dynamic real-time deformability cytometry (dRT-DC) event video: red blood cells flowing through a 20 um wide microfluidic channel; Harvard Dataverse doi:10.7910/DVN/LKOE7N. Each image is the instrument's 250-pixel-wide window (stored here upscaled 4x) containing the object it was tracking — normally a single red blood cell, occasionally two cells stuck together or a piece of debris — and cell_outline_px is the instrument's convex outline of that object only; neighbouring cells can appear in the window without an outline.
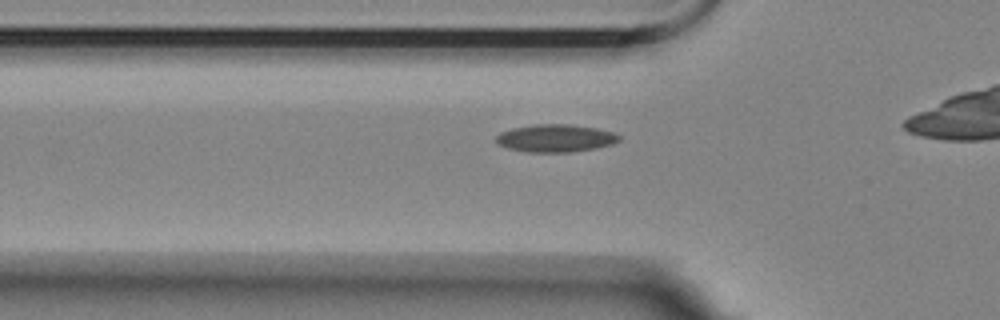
{"species": "Egyptian fruit bat (a non-hibernating species)", "species_latin": "Rousettus aegyptiacus", "temperature_condition": "room temperature", "stored_images_in_passage": 36, "camera_frame_rate_fps": 3000, "um_per_image_px": 0.085, "animal": {"sex": "female"}, "frame": {"image": 1, "passage_image": 9, "time_ms": 2.667, "image_size_px": [1000, 320], "cell_outline_px": [[620, 140], [612, 144], [596, 148], [572, 152], [528, 152], [508, 148], [496, 144], [496, 136], [500, 132], [512, 128], [536, 124], [568, 124], [596, 128], [616, 132], [620, 136]], "centroid_in_image_um": [47.22, 11.74], "position_along_channel_um": 78.6, "area_um2": 19.94}}
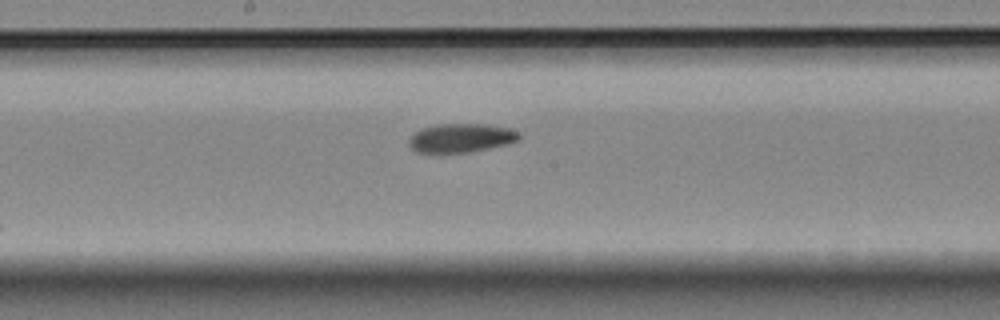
{"frame": {"image": 2, "passage_image": 20, "time_ms": 6.333, "image_size_px": [1000, 320], "cell_outline_px": [[520, 136], [516, 140], [504, 144], [464, 152], [416, 152], [408, 144], [408, 140], [416, 132], [424, 128], [440, 124], [488, 124], [508, 128], [520, 132]], "centroid_in_image_um": [39.17, 11.71], "position_along_channel_um": 209.0, "area_um2": 17.92}}
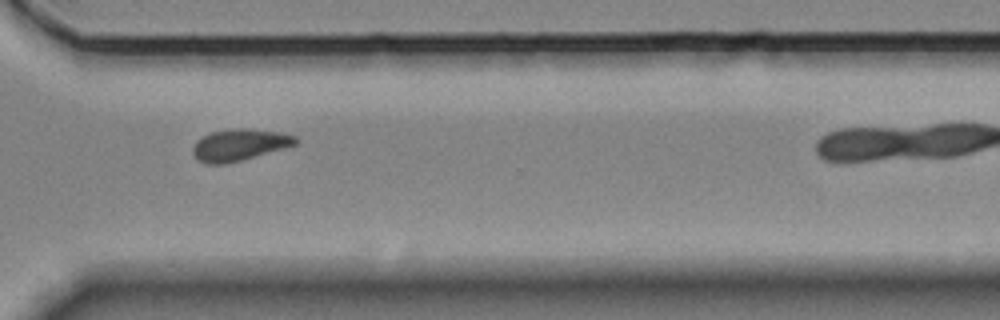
{"frame": {"image": 3, "passage_image": 32, "time_ms": 10.333, "image_size_px": [1000, 320], "cell_outline_px": [[300, 140], [296, 144], [284, 148], [240, 160], [224, 164], [208, 164], [196, 160], [192, 152], [192, 148], [196, 140], [212, 132], [236, 128], [244, 128], [280, 132], [296, 136]], "centroid_in_image_um": [20.34, 12.31], "position_along_channel_um": 350.3, "area_um2": 18.84}}